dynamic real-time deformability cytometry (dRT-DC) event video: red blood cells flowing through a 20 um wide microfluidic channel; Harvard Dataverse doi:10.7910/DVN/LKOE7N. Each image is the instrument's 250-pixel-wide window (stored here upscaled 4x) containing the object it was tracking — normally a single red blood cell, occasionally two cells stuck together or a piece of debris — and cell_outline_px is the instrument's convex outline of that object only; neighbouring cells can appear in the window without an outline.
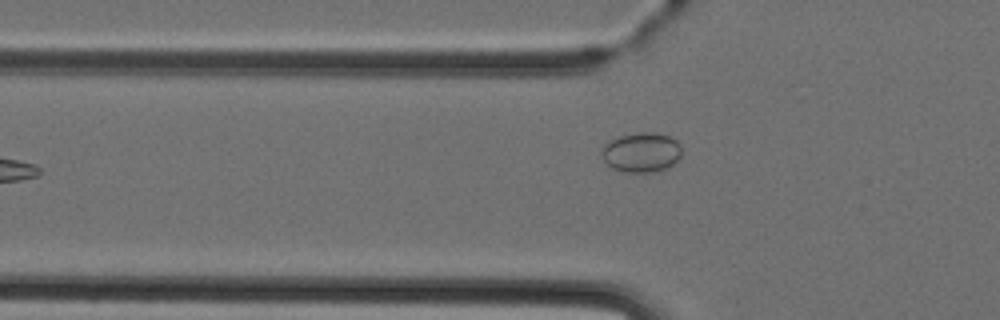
{"species": "Egyptian fruit bat (a non-hibernating species)", "species_latin": "Rousettus aegyptiacus", "temperature_condition": "cold", "stored_images_in_passage": 5, "camera_frame_rate_fps": 3000, "um_per_image_px": 0.085, "animal": {"sex": "female"}, "frame": {"image": 1, "passage_image": 5, "time_ms": 5.667, "image_size_px": [1000, 320], "cell_outline_px": [[680, 156], [672, 164], [656, 172], [624, 172], [612, 168], [604, 160], [600, 152], [604, 144], [620, 136], [640, 132], [656, 132], [672, 136], [680, 144]], "centroid_in_image_um": [54.51, 12.94], "position_along_channel_um": 71.3, "area_um2": 18.5}}